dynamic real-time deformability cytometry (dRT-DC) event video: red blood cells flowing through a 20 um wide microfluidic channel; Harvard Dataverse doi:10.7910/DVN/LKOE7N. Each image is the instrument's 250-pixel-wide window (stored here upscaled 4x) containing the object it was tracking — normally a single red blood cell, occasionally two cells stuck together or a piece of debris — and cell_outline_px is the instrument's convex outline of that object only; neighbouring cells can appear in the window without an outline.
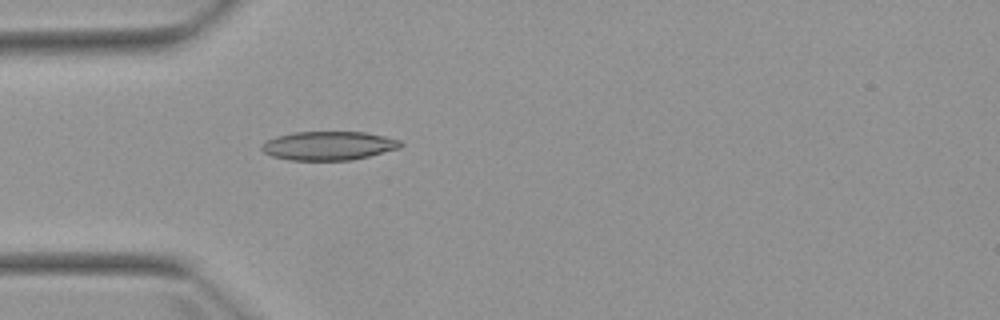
{"species": "Egyptian fruit bat (a non-hibernating species)", "species_latin": "Rousettus aegyptiacus", "temperature_condition": "warm", "stored_images_in_passage": 5, "camera_frame_rate_fps": 3000, "um_per_image_px": 0.085, "animal": {"sex": "female"}, "frame": {"image": 1, "passage_image": 5, "time_ms": 4.333, "image_size_px": [1000, 320], "cell_outline_px": [[404, 144], [400, 148], [352, 160], [288, 160], [272, 156], [264, 152], [260, 148], [268, 140], [276, 136], [296, 132], [364, 132], [384, 136], [400, 140]], "centroid_in_image_um": [27.95, 12.39], "position_along_channel_um": 57.1, "area_um2": 23.18}}